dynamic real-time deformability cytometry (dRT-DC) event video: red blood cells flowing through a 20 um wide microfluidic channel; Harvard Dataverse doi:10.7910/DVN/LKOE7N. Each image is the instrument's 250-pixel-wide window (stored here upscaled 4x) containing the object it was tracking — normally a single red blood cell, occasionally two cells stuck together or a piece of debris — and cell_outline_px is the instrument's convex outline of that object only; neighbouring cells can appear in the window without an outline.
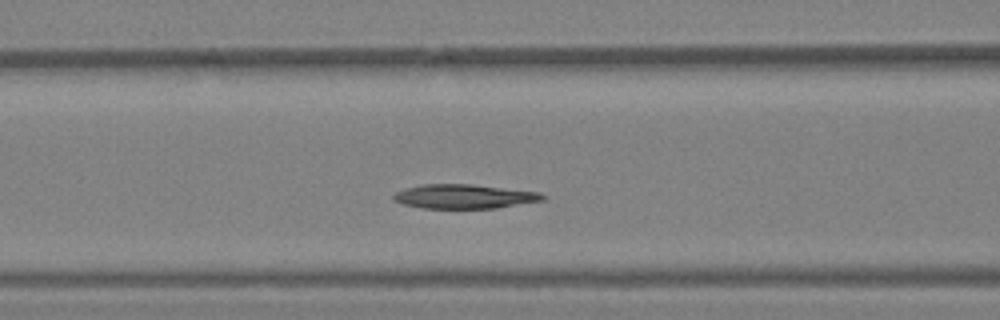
{"species": "Egyptian fruit bat (a non-hibernating species)", "species_latin": "Rousettus aegyptiacus", "temperature_condition": "warm", "stored_images_in_passage": 33, "segment_of_instrument_passage": [1, 2], "camera_frame_rate_fps": 3000, "um_per_image_px": 0.085, "animal": {"sex": "female"}, "frame": {"image": 1, "passage_image": 10, "time_ms": 3.0, "image_size_px": [1000, 320], "cell_outline_px": [[548, 196], [544, 200], [496, 208], [424, 208], [404, 204], [392, 200], [392, 196], [396, 192], [404, 188], [424, 184], [472, 184], [540, 192]], "centroid_in_image_um": [39.47, 16.69], "position_along_channel_um": 127.1, "area_um2": 21.1}}
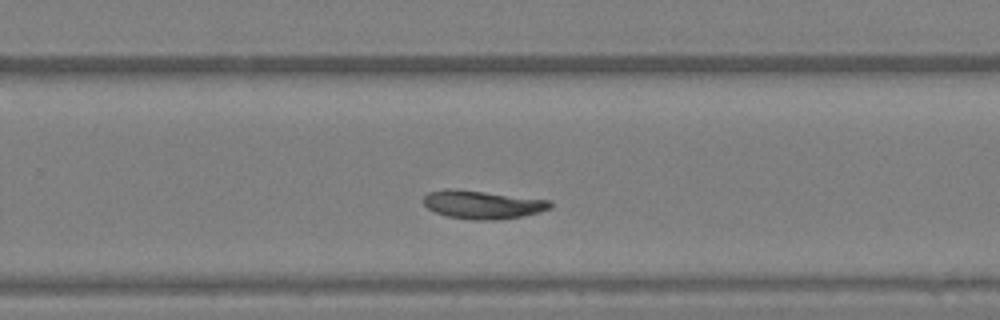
{"frame": {"image": 2, "passage_image": 19, "time_ms": 6.0, "image_size_px": [1000, 320], "cell_outline_px": [[552, 208], [540, 212], [524, 216], [496, 220], [472, 220], [448, 216], [436, 212], [428, 208], [424, 204], [424, 196], [428, 192], [444, 188], [456, 188], [552, 200]], "centroid_in_image_um": [41.04, 17.38], "position_along_channel_um": 288.8, "area_um2": 21.21}}
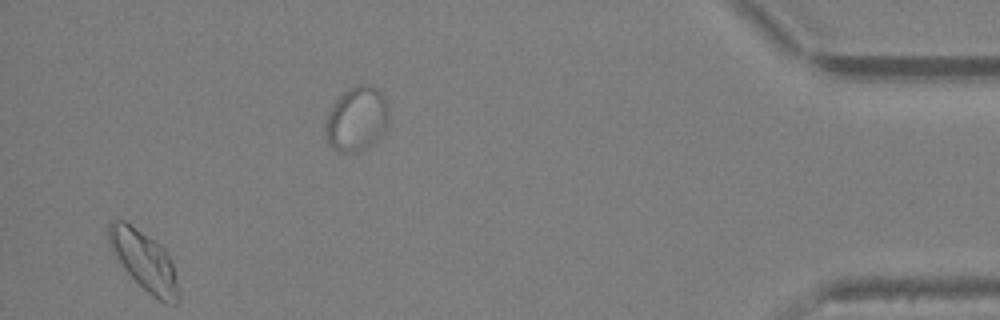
{"frame": {"image": 3, "passage_image": 31, "time_ms": 10.0, "image_size_px": [1000, 320], "cell_outline_px": [[180, 300], [176, 304], [164, 304], [152, 296], [124, 268], [116, 256], [108, 240], [108, 224], [112, 220], [124, 220], [156, 240], [164, 248], [172, 260], [180, 292]], "centroid_in_image_um": [12.31, 22.18], "position_along_channel_um": 422.9, "area_um2": 24.22}}